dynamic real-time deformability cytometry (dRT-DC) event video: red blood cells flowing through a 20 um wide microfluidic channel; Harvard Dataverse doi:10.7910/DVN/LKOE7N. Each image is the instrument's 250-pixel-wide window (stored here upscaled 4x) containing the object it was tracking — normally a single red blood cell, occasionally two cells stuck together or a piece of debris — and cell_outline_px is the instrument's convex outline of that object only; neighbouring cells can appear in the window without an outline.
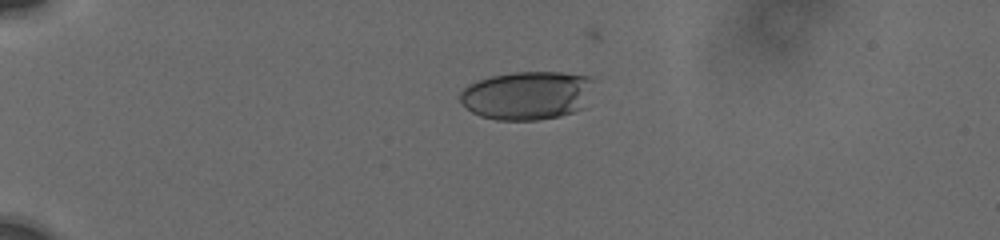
{"species": "human", "species_latin": "Homo sapiens", "temperature_condition": "cold", "stored_images_in_passage": 14, "camera_frame_rate_fps": 3000, "um_per_image_px": 0.085, "donor": {"sex": "male"}, "frame": {"image": 1, "passage_image": 1, "time_ms": 0.0, "image_size_px": [1000, 240], "cell_outline_px": [[600, 80], [584, 108], [560, 116], [536, 120], [496, 120], [480, 116], [472, 112], [460, 100], [460, 92], [468, 84], [492, 76], [512, 72], [560, 72], [588, 76]], "centroid_in_image_um": [44.91, 8.1], "position_along_channel_um": 40.1, "area_um2": 38.49}}